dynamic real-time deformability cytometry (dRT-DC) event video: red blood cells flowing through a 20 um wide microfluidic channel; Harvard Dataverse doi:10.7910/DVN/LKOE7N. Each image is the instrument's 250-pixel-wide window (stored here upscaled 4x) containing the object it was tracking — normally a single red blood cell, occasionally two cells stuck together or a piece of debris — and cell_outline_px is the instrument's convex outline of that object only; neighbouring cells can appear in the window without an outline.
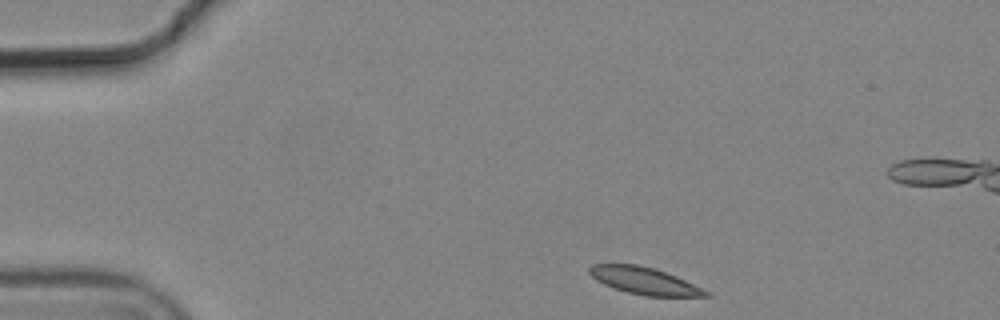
{"species": "common noctule bat (a hibernating species)", "species_latin": "Nyctalus noctula", "temperature_condition": "cold", "stored_images_in_passage": 4, "camera_frame_rate_fps": 3000, "um_per_image_px": 0.085, "animal": {"sex": "male", "body_mass_g": 19.2, "forearm_length_mm": 51.8}, "frame": {"image": 1, "passage_image": 1, "time_ms": 0.0, "image_size_px": [1000, 320], "cell_outline_px": [[712, 296], [644, 296], [628, 292], [604, 284], [596, 280], [588, 272], [588, 268], [592, 264], [636, 264], [656, 268], [676, 276], [708, 292]], "centroid_in_image_um": [54.73, 23.85], "position_along_channel_um": 30.3, "area_um2": 18.09}}